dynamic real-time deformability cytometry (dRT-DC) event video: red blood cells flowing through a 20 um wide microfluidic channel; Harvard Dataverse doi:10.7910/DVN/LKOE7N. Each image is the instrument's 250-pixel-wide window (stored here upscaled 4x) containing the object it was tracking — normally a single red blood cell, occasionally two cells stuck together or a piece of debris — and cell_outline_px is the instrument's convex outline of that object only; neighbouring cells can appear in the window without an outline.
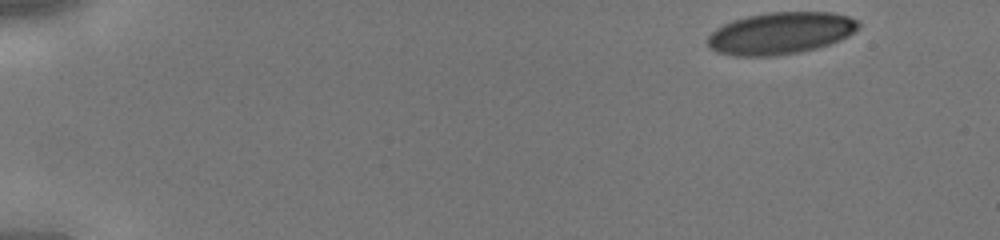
{"species": "human", "species_latin": "Homo sapiens", "temperature_condition": "cold", "stored_images_in_passage": 41, "camera_frame_rate_fps": 3000, "um_per_image_px": 0.085, "donor": {"sex": "male"}, "frame": {"image": 1, "passage_image": 1, "time_ms": 0.0, "image_size_px": [1000, 240], "cell_outline_px": [[860, 28], [848, 36], [840, 40], [816, 48], [800, 52], [776, 56], [736, 56], [716, 52], [708, 44], [708, 36], [716, 28], [724, 24], [748, 16], [768, 12], [832, 12], [848, 16], [856, 20], [860, 24]], "centroid_in_image_um": [66.37, 2.82], "position_along_channel_um": 18.6, "area_um2": 36.82}}
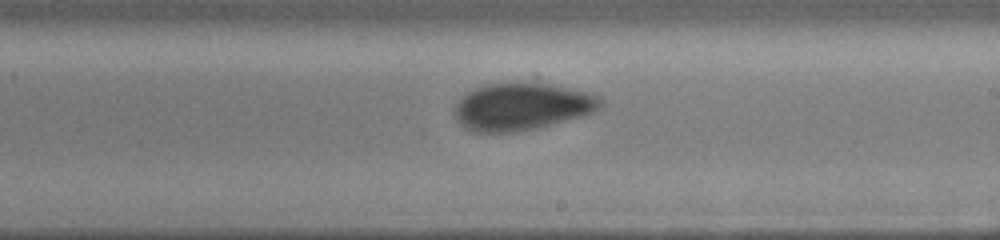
{"frame": {"image": 2, "passage_image": 24, "time_ms": 7.667, "image_size_px": [1000, 240], "cell_outline_px": [[604, 104], [600, 108], [592, 112], [580, 116], [536, 128], [516, 132], [472, 132], [464, 128], [456, 120], [456, 100], [468, 92], [476, 88], [488, 84], [544, 84], [588, 92], [600, 96], [604, 100]], "centroid_in_image_um": [44.34, 9.08], "position_along_channel_um": 244.7, "area_um2": 39.59}}
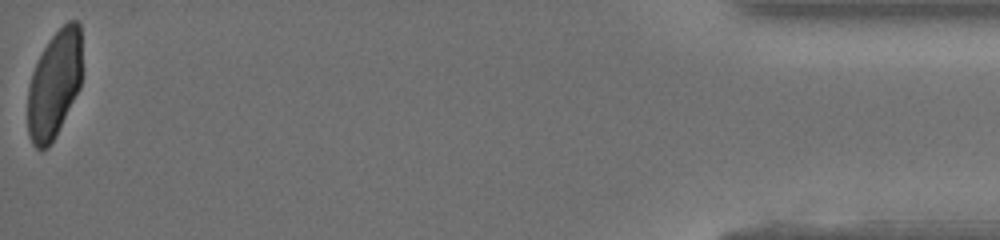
{"frame": {"image": 3, "passage_image": 41, "time_ms": 13.333, "image_size_px": [1000, 240], "cell_outline_px": [[80, 88], [56, 136], [48, 148], [36, 148], [32, 144], [28, 136], [28, 88], [32, 72], [48, 40], [68, 20], [76, 20], [80, 24]], "centroid_in_image_um": [4.6, 7.2], "position_along_channel_um": 430.6, "area_um2": 33.81}}